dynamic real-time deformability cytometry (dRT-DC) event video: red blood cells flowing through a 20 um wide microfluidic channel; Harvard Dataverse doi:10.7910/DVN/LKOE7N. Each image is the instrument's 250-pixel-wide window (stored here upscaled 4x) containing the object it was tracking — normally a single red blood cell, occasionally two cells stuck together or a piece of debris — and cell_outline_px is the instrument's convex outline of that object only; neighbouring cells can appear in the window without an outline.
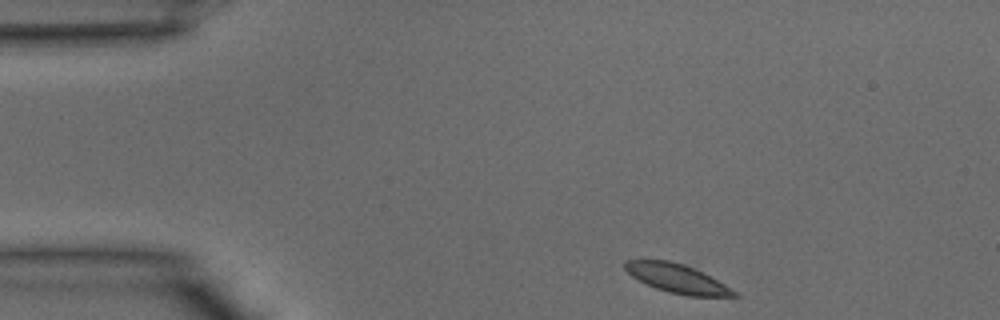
{"species": "common noctule bat (a hibernating species)", "species_latin": "Nyctalus noctula", "temperature_condition": "warm", "stored_images_in_passage": 5, "camera_frame_rate_fps": 3000, "um_per_image_px": 0.085, "animal": {"sex": "male", "body_mass_g": 15.6}, "frame": {"image": 1, "passage_image": 1, "time_ms": 0.0, "image_size_px": [1000, 320], "cell_outline_px": [[740, 296], [688, 296], [668, 292], [656, 288], [632, 276], [624, 268], [624, 260], [668, 260], [684, 264], [724, 284], [736, 292]], "centroid_in_image_um": [57.52, 23.67], "position_along_channel_um": 27.5, "area_um2": 17.86}}